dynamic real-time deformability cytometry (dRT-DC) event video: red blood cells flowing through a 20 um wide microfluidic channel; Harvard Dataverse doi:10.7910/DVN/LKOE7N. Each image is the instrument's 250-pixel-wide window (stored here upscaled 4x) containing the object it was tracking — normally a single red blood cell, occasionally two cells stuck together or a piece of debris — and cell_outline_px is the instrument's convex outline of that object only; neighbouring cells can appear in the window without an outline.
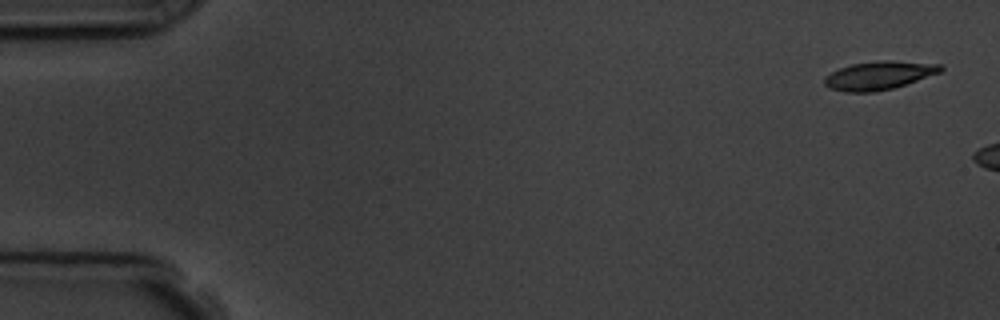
{"species": "common noctule bat (a hibernating species)", "species_latin": "Nyctalus noctula", "temperature_condition": "room temperature", "stored_images_in_passage": 4, "camera_frame_rate_fps": 3000, "um_per_image_px": 0.085, "animal": {"sex": "male", "body_mass_g": 19.5, "forearm_length_mm": 54.6}, "frame": {"image": 1, "passage_image": 1, "time_ms": 0.0, "image_size_px": [1000, 320], "cell_outline_px": [[944, 68], [940, 72], [892, 88], [876, 92], [844, 92], [828, 88], [824, 84], [824, 76], [840, 68], [852, 64], [880, 60], [888, 60], [940, 64]], "centroid_in_image_um": [74.66, 6.41], "position_along_channel_um": 10.3, "area_um2": 19.07}}